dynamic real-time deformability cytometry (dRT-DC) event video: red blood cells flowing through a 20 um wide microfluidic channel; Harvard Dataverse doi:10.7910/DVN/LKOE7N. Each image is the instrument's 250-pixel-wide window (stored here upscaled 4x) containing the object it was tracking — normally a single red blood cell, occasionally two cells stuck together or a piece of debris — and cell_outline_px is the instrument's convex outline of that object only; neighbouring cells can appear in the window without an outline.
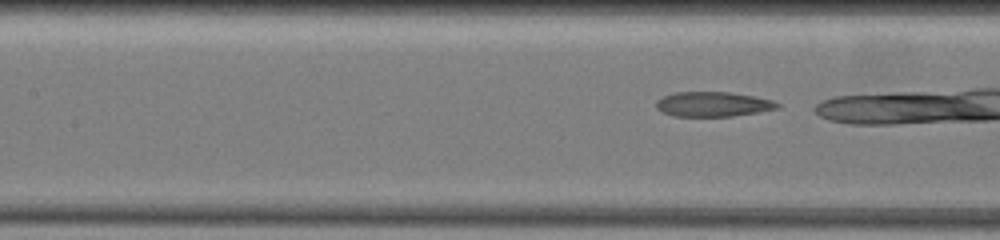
{"species": "common noctule bat (a hibernating species)", "species_latin": "Nyctalus noctula", "temperature_condition": "warm", "stored_images_in_passage": 7, "camera_frame_rate_fps": 3000, "um_per_image_px": 0.085, "animal": {"sex": "female", "body_mass_g": 19.5, "forearm_length_mm": 54.1}, "frame": {"image": 1, "passage_image": 4, "time_ms": 1.0, "image_size_px": [1000, 240], "cell_outline_px": [[780, 108], [732, 116], [672, 116], [656, 108], [656, 100], [672, 92], [728, 92], [756, 96], [772, 100], [780, 104]], "centroid_in_image_um": [60.6, 8.85], "position_along_channel_um": 146.8, "area_um2": 17.51}}